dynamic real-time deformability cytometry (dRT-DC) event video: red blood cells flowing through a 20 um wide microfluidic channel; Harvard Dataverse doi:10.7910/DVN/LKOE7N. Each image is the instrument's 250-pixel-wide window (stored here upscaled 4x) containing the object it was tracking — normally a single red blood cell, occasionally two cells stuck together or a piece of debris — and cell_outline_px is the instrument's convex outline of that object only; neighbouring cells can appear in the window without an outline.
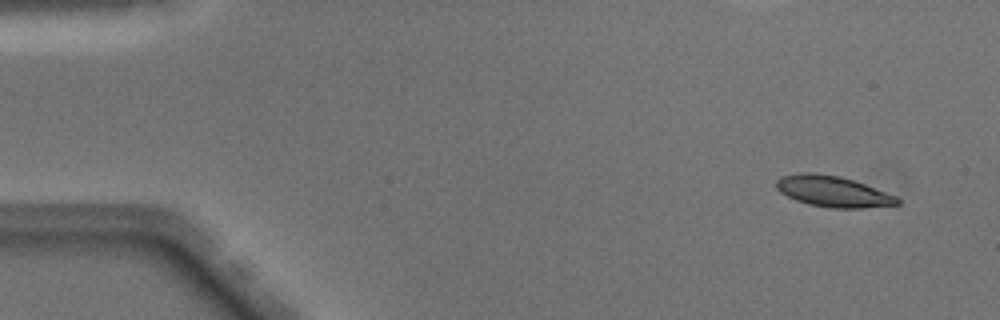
{"species": "Egyptian fruit bat (a non-hibernating species)", "species_latin": "Rousettus aegyptiacus", "temperature_condition": "warm", "stored_images_in_passage": 47, "camera_frame_rate_fps": 3000, "um_per_image_px": 0.085, "animal": {"sex": "male"}, "frame": {"image": 1, "passage_image": 1, "time_ms": 0.0, "image_size_px": [1000, 320], "cell_outline_px": [[900, 204], [864, 208], [832, 208], [808, 204], [796, 200], [780, 192], [776, 188], [776, 180], [780, 176], [796, 172], [816, 172], [840, 176], [864, 184], [896, 196], [900, 200]], "centroid_in_image_um": [70.76, 16.26], "position_along_channel_um": 14.2, "area_um2": 21.91}}
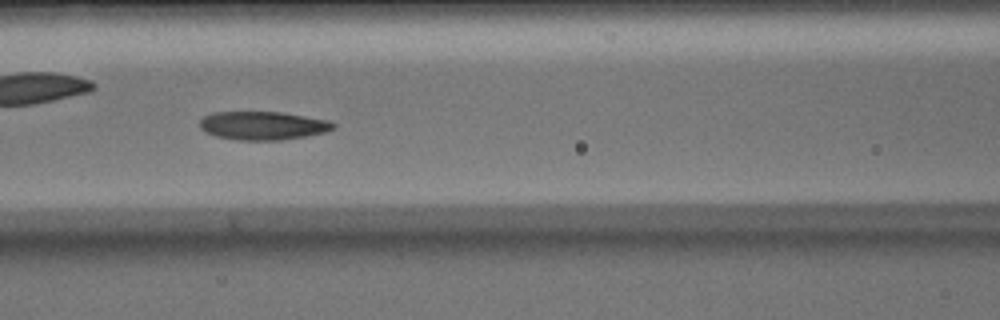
{"frame": {"image": 2, "passage_image": 19, "time_ms": 6.0, "image_size_px": [1000, 320], "cell_outline_px": [[336, 128], [324, 132], [304, 136], [280, 140], [236, 140], [216, 136], [204, 132], [200, 128], [200, 120], [204, 116], [212, 112], [280, 112], [328, 120], [336, 124]], "centroid_in_image_um": [22.31, 10.67], "position_along_channel_um": 144.3, "area_um2": 22.08}}
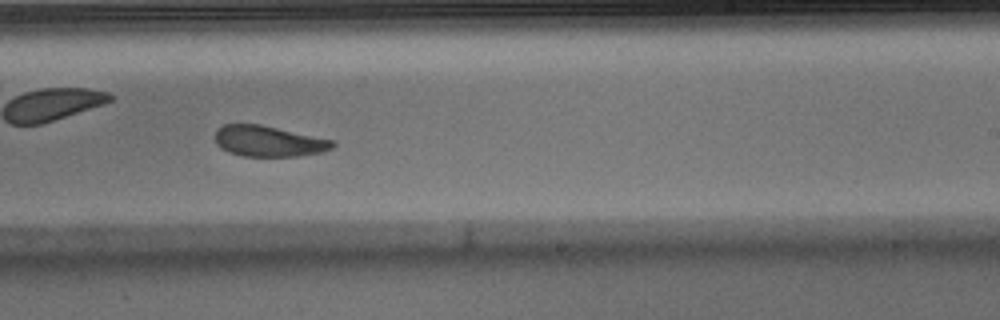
{"frame": {"image": 3, "passage_image": 28, "time_ms": 9.0, "image_size_px": [1000, 320], "cell_outline_px": [[336, 144], [332, 148], [320, 152], [300, 156], [244, 156], [228, 152], [220, 148], [216, 144], [216, 128], [224, 124], [260, 124], [336, 140]], "centroid_in_image_um": [22.84, 11.99], "position_along_channel_um": 266.2, "area_um2": 21.27}, "authors_computed_cell_mechanics": {"area_um2": 22.6576, "velocity_mm_per_s": 4.0711, "shape_relaxation_time_tau1_ms": 2.8647, "shape_relaxation_time_tau2_ms": 2.8513, "deformation_change_tau1": 0.1532, "deformation_change_tau2": 0.1079}}